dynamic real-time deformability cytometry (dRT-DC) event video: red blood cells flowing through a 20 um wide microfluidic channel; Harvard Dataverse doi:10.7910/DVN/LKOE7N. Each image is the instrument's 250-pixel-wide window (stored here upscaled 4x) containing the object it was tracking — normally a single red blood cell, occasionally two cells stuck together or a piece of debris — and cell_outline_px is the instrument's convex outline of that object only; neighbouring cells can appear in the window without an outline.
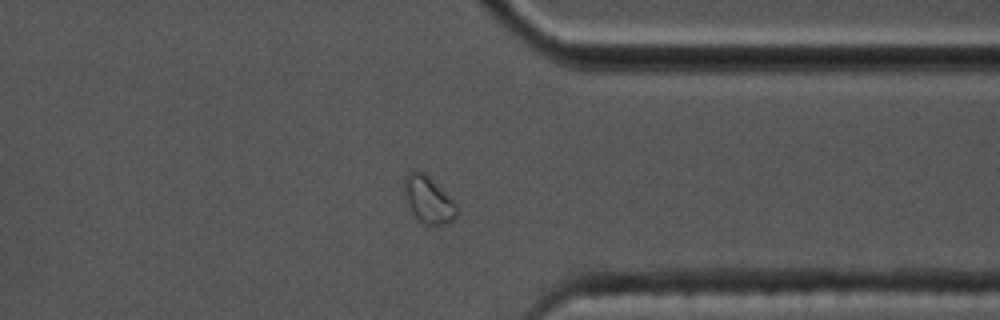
{"species": "common noctule bat (a hibernating species)", "species_latin": "Nyctalus noctula", "temperature_condition": "cold", "stored_images_in_passage": 48, "camera_frame_rate_fps": 3000, "um_per_image_px": 0.085, "animal": {"sex": "male", "body_mass_g": 17.5, "forearm_length_mm": 52.3}, "frame": {"image": 1, "passage_image": 35, "time_ms": 11.333, "image_size_px": [1000, 320], "cell_outline_px": [[460, 212], [448, 224], [436, 228], [428, 228], [416, 216], [408, 200], [404, 184], [404, 176], [408, 172], [424, 172], [456, 204]], "centroid_in_image_um": [36.48, 17.06], "position_along_channel_um": 374.9, "area_um2": 14.1}}
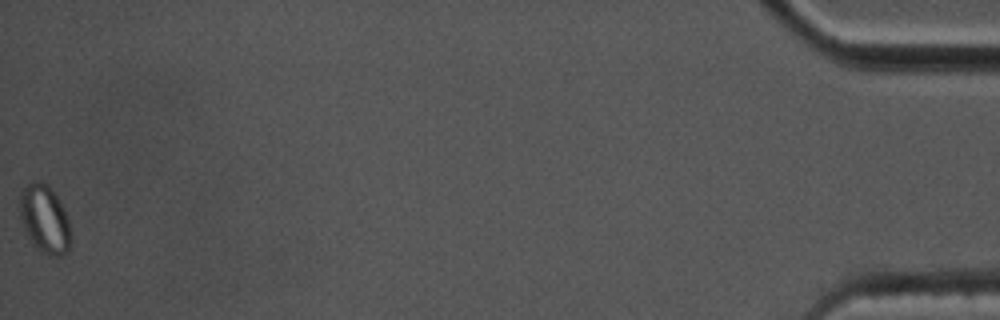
{"frame": {"image": 2, "passage_image": 48, "time_ms": 15.667, "image_size_px": [1000, 320], "cell_outline_px": [[72, 244], [60, 256], [52, 256], [40, 252], [32, 244], [24, 228], [20, 216], [20, 192], [28, 184], [36, 180], [48, 184], [60, 200], [64, 208], [68, 220], [72, 236]], "centroid_in_image_um": [3.82, 18.63], "position_along_channel_um": 431.4, "area_um2": 20.4}}